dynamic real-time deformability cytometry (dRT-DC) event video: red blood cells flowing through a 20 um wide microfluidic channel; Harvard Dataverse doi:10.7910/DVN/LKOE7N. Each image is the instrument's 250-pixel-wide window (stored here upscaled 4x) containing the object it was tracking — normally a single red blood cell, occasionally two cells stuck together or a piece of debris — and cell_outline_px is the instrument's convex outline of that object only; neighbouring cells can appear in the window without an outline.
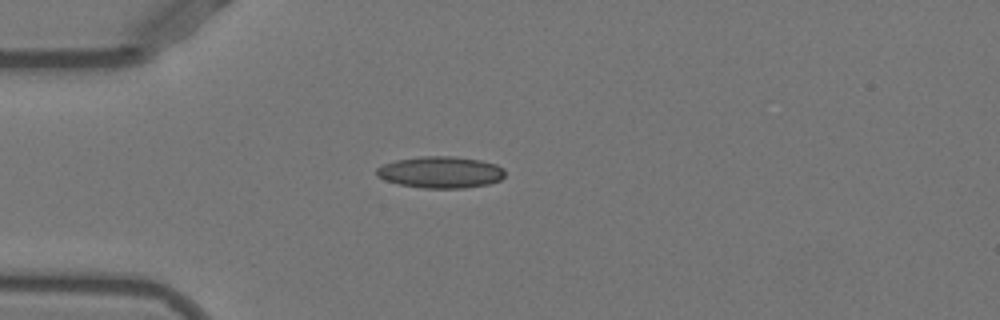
{"species": "Egyptian fruit bat (a non-hibernating species)", "species_latin": "Rousettus aegyptiacus", "temperature_condition": "warm", "stored_images_in_passage": 39, "camera_frame_rate_fps": 3000, "um_per_image_px": 0.085, "animal": {"sex": "female"}, "frame": {"image": 1, "passage_image": 1, "time_ms": 0.0, "image_size_px": [1000, 320], "cell_outline_px": [[504, 176], [500, 180], [488, 184], [464, 188], [424, 188], [400, 184], [384, 180], [376, 176], [376, 168], [384, 164], [396, 160], [420, 156], [456, 156], [480, 160], [496, 164], [504, 168]], "centroid_in_image_um": [37.45, 14.63], "position_along_channel_um": 47.6, "area_um2": 23.76}}
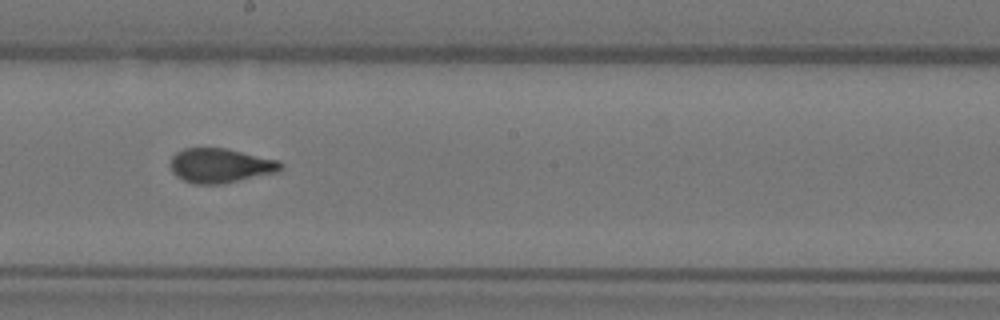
{"frame": {"image": 2, "passage_image": 16, "time_ms": 5.0, "image_size_px": [1000, 320], "cell_outline_px": [[284, 164], [276, 172], [220, 184], [192, 184], [176, 176], [172, 172], [172, 156], [176, 152], [184, 148], [224, 148], [280, 160]], "centroid_in_image_um": [18.72, 14.07], "position_along_channel_um": 229.5, "area_um2": 21.91}}
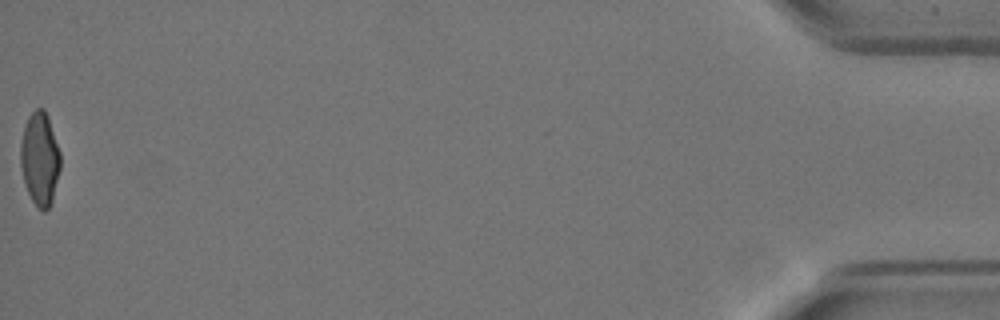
{"frame": {"image": 3, "passage_image": 39, "time_ms": 12.667, "image_size_px": [1000, 320], "cell_outline_px": [[60, 168], [52, 204], [44, 212], [32, 200], [28, 192], [24, 180], [20, 164], [20, 144], [24, 128], [28, 116], [36, 108], [44, 108], [48, 116], [60, 152]], "centroid_in_image_um": [3.39, 13.49], "position_along_channel_um": 431.8, "area_um2": 21.62}, "authors_computed_cell_mechanics": {"area_um2": 22.0218, "velocity_mm_per_s": 3.9236, "shape_relaxation_time_tau1_ms": 5.6202, "shape_relaxation_time_tau2_ms": 0.824, "deformation_change_tau1": 0.1893, "deformation_change_tau2": 0.056}}